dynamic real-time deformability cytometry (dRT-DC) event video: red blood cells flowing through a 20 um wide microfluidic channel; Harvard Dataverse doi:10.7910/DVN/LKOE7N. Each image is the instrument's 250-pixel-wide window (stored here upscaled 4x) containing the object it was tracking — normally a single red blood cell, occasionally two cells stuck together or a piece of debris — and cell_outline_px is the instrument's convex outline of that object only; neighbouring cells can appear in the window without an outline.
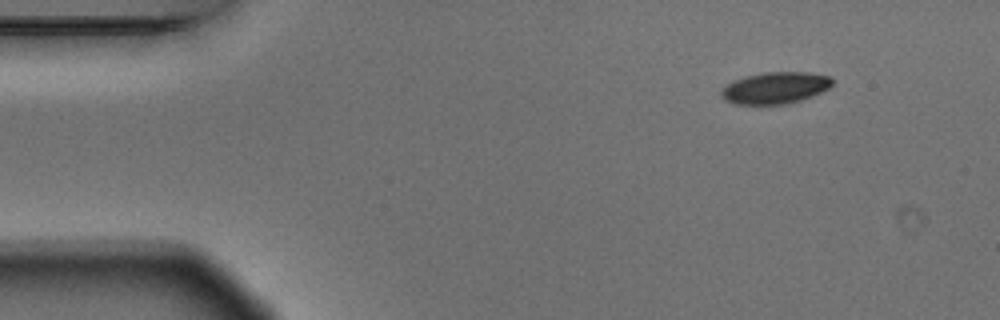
{"species": "Egyptian fruit bat (a non-hibernating species)", "species_latin": "Rousettus aegyptiacus", "temperature_condition": "warm", "stored_images_in_passage": 6, "camera_frame_rate_fps": 3000, "um_per_image_px": 0.085, "animal": {"sex": "male"}, "frame": {"image": 1, "passage_image": 1, "time_ms": 0.0, "image_size_px": [1000, 320], "cell_outline_px": [[832, 84], [828, 88], [812, 96], [788, 104], [732, 104], [724, 100], [720, 96], [720, 92], [728, 84], [744, 76], [764, 72], [808, 72], [832, 76]], "centroid_in_image_um": [65.89, 7.47], "position_along_channel_um": 19.1, "area_um2": 20.52}}
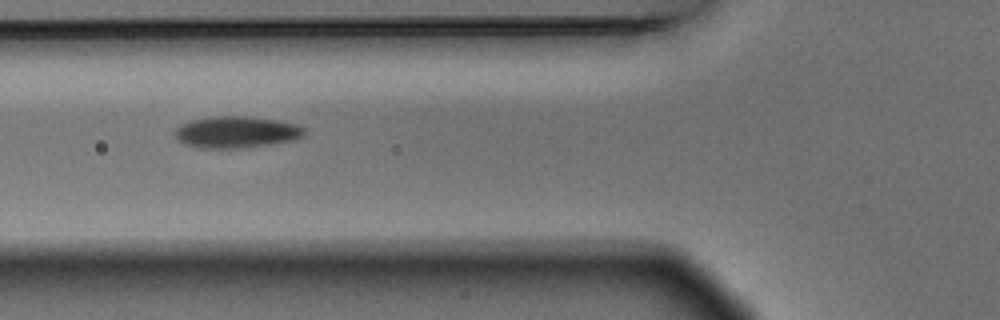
{"frame": {"image": 2, "passage_image": 5, "time_ms": 1.333, "image_size_px": [1000, 320], "cell_outline_px": [[304, 136], [296, 140], [268, 144], [236, 148], [204, 148], [184, 144], [176, 136], [176, 128], [180, 124], [192, 120], [212, 116], [248, 116], [276, 120], [296, 124], [304, 128]], "centroid_in_image_um": [20.11, 11.22], "position_along_channel_um": 105.7, "area_um2": 23.64}}
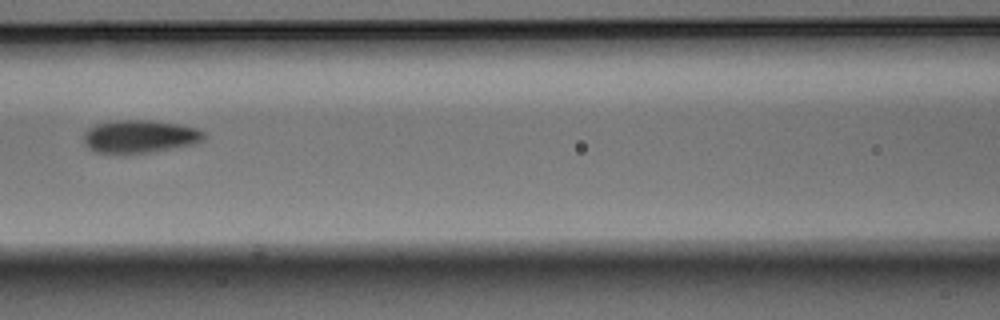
{"frame": {"image": 3, "passage_image": 6, "time_ms": 1.667, "image_size_px": [1000, 320], "cell_outline_px": [[204, 140], [192, 144], [152, 152], [124, 156], [96, 152], [88, 148], [84, 144], [84, 132], [88, 128], [96, 124], [116, 120], [152, 120], [180, 124], [196, 128], [204, 132]], "centroid_in_image_um": [11.83, 11.63], "position_along_channel_um": 154.8, "area_um2": 23.64}}